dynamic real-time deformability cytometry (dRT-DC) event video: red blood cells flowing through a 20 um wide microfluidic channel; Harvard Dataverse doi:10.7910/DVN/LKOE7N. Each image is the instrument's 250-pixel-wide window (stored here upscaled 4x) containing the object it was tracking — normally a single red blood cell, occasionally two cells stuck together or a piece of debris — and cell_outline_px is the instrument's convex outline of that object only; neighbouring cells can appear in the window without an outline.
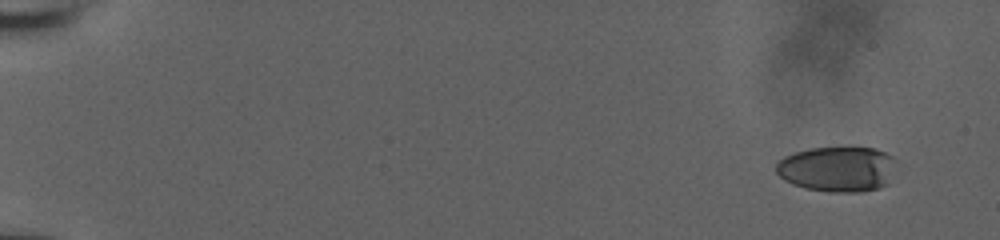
{"species": "human", "species_latin": "Homo sapiens", "temperature_condition": "room temperature", "stored_images_in_passage": 54, "camera_frame_rate_fps": 3000, "um_per_image_px": 0.085, "donor": {"sex": "male"}, "frame": {"image": 1, "passage_image": 1, "time_ms": 0.0, "image_size_px": [1000, 240], "cell_outline_px": [[896, 160], [888, 184], [880, 188], [860, 192], [832, 192], [808, 188], [792, 184], [784, 180], [776, 172], [776, 164], [784, 156], [808, 148], [848, 144], [876, 148], [892, 156]], "centroid_in_image_um": [71.21, 14.31], "position_along_channel_um": 13.8, "area_um2": 32.66}}
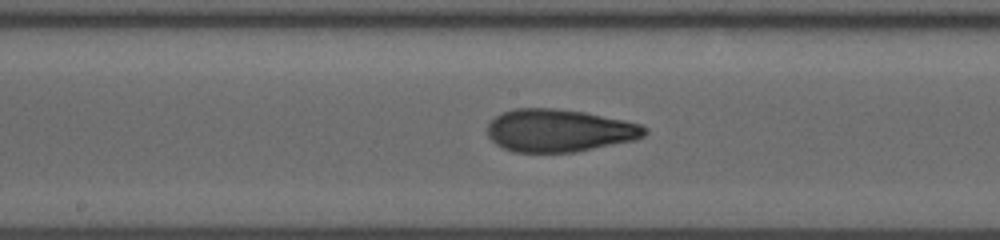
{"frame": {"image": 2, "passage_image": 30, "time_ms": 9.667, "image_size_px": [1000, 240], "cell_outline_px": [[648, 132], [644, 136], [636, 140], [576, 152], [512, 152], [496, 144], [488, 136], [488, 124], [500, 112], [516, 108], [556, 108], [584, 112], [624, 120], [640, 124], [648, 128]], "centroid_in_image_um": [47.55, 11.09], "position_along_channel_um": 200.6, "area_um2": 39.3}}
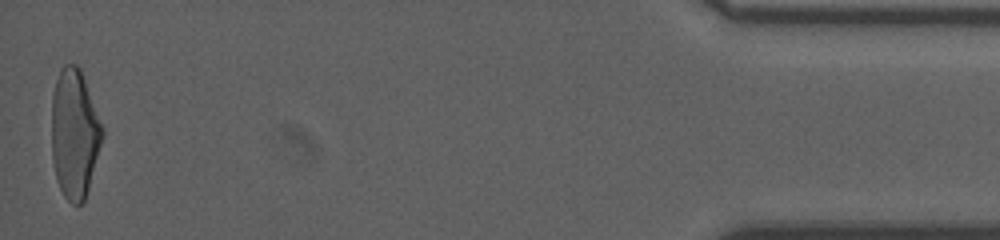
{"frame": {"image": 3, "passage_image": 54, "time_ms": 17.667, "image_size_px": [1000, 240], "cell_outline_px": [[104, 136], [88, 188], [84, 200], [80, 204], [72, 204], [64, 196], [56, 180], [52, 156], [52, 96], [56, 80], [60, 68], [64, 64], [76, 64], [80, 68], [104, 128]], "centroid_in_image_um": [6.33, 11.34], "position_along_channel_um": 428.9, "area_um2": 38.21}, "authors_computed_cell_mechanics": {"area_um2": 37.8301, "velocity_mm_per_s": 3.8595, "shape_relaxation_time_tau1_ms": 8.3271, "shape_relaxation_time_tau2_ms": 1.1864, "deformation_change_tau1": 0.2817, "deformation_change_tau2": 0.0834}}